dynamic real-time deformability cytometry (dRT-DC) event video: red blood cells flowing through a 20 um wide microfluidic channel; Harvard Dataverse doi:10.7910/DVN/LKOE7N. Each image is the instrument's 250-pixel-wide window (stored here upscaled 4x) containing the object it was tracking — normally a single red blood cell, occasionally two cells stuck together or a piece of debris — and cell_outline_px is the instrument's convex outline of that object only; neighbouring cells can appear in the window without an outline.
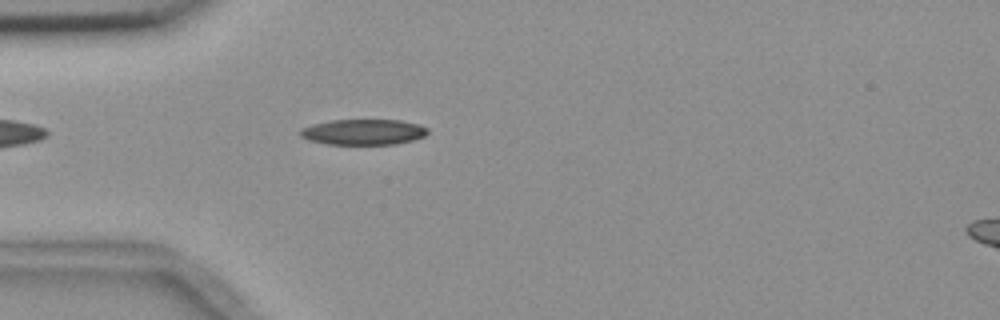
{"species": "common noctule bat (a hibernating species)", "species_latin": "Nyctalus noctula", "temperature_condition": "room temperature", "stored_images_in_passage": 44, "camera_frame_rate_fps": 3000, "um_per_image_px": 0.085, "animal": {"sex": "female", "body_mass_g": 18.4}, "frame": {"image": 1, "passage_image": 5, "time_ms": 1.333, "image_size_px": [1000, 320], "cell_outline_px": [[428, 132], [424, 136], [412, 140], [396, 144], [328, 144], [308, 140], [300, 136], [300, 128], [312, 124], [332, 120], [400, 120], [416, 124], [428, 128]], "centroid_in_image_um": [30.86, 11.22], "position_along_channel_um": 54.1, "area_um2": 18.96}}
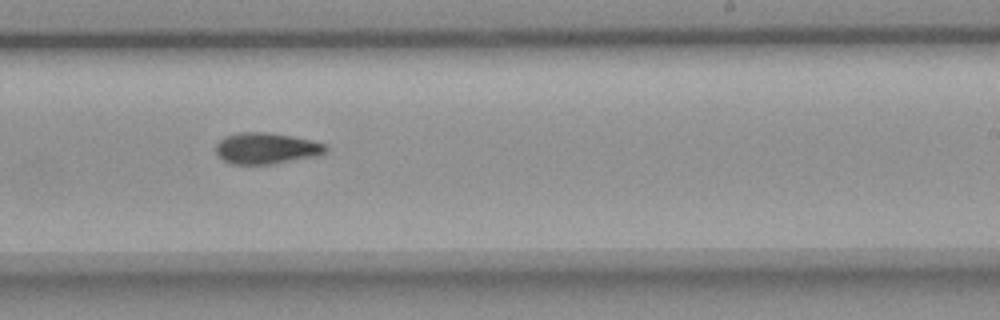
{"frame": {"image": 2, "passage_image": 23, "time_ms": 7.333, "image_size_px": [1000, 320], "cell_outline_px": [[328, 148], [324, 152], [312, 156], [272, 164], [232, 164], [224, 160], [216, 152], [216, 144], [224, 136], [240, 132], [268, 132], [292, 136], [312, 140], [324, 144]], "centroid_in_image_um": [22.59, 12.59], "position_along_channel_um": 266.4, "area_um2": 19.71}}
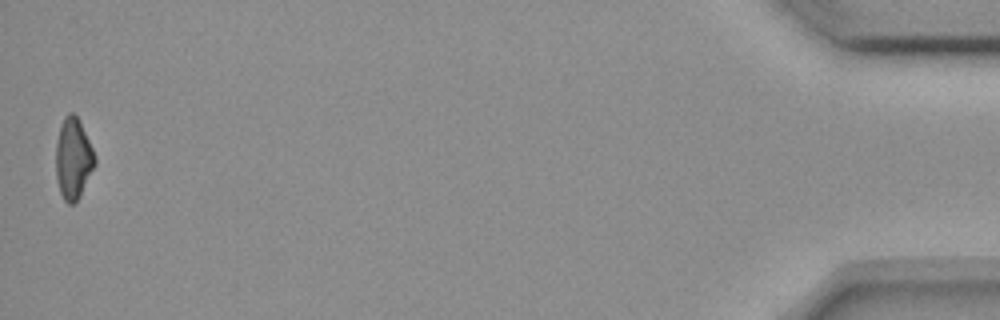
{"frame": {"image": 3, "passage_image": 44, "time_ms": 14.333, "image_size_px": [1000, 320], "cell_outline_px": [[96, 164], [80, 196], [72, 204], [68, 204], [64, 200], [60, 192], [56, 176], [56, 144], [60, 128], [64, 116], [68, 112], [72, 112], [80, 120], [96, 156]], "centroid_in_image_um": [6.24, 13.47], "position_along_channel_um": 429.0, "area_um2": 18.44}, "authors_computed_cell_mechanics": {"area_um2": 19.2185, "velocity_mm_per_s": 3.6619, "shape_relaxation_time_tau1_ms": 11.0045, "shape_relaxation_time_tau2_ms": 9.7734, "deformation_change_tau1": 0.243, "deformation_change_tau2": 0.1899}}